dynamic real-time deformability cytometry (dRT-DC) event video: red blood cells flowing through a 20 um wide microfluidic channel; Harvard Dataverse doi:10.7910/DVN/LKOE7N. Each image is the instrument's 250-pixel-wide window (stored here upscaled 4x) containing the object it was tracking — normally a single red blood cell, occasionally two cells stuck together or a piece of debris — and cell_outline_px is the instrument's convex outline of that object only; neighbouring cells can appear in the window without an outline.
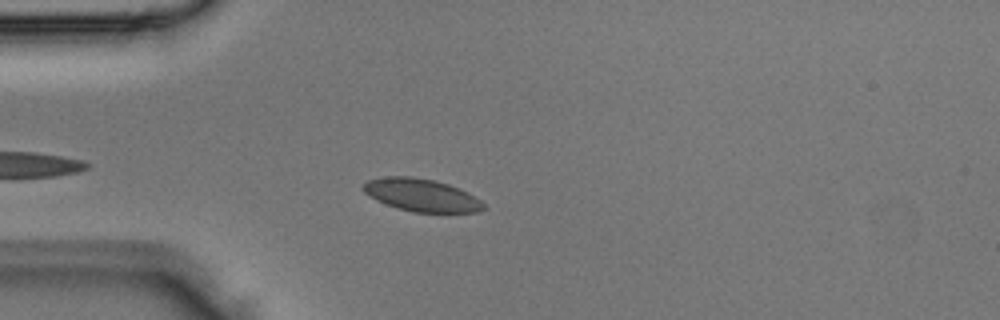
{"species": "Egyptian fruit bat (a non-hibernating species)", "species_latin": "Rousettus aegyptiacus", "temperature_condition": "room temperature", "stored_images_in_passage": 2, "camera_frame_rate_fps": 3000, "um_per_image_px": 0.085, "animal": {"sex": "male"}, "frame": {"image": 1, "passage_image": 2, "time_ms": 0.333, "image_size_px": [1000, 320], "cell_outline_px": [[488, 208], [476, 212], [412, 212], [396, 208], [376, 200], [364, 192], [360, 188], [368, 180], [384, 176], [412, 176], [432, 180], [448, 184], [460, 188], [468, 192], [480, 200]], "centroid_in_image_um": [35.82, 16.58], "position_along_channel_um": 49.2, "area_um2": 23.0}}